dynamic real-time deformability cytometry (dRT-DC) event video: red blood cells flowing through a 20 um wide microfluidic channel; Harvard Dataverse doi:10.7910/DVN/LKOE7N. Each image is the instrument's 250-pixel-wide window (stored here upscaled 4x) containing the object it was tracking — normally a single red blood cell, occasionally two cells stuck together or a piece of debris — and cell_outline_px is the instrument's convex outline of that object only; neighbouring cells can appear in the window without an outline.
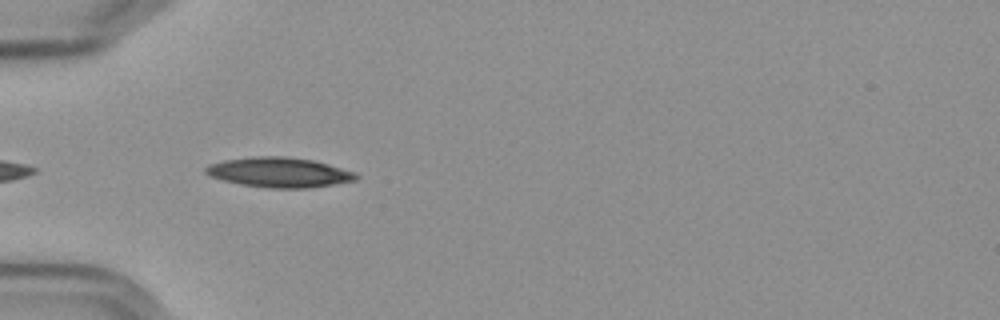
{"species": "Egyptian fruit bat (a non-hibernating species)", "species_latin": "Rousettus aegyptiacus", "temperature_condition": "cold", "stored_images_in_passage": 6, "camera_frame_rate_fps": 3000, "um_per_image_px": 0.085, "frame": {"image": 1, "passage_image": 3, "time_ms": 0.667, "image_size_px": [1000, 320], "cell_outline_px": [[360, 176], [356, 180], [308, 188], [268, 188], [240, 184], [224, 180], [212, 176], [204, 172], [204, 168], [208, 164], [224, 160], [252, 156], [284, 156], [312, 160], [328, 164], [352, 172]], "centroid_in_image_um": [23.69, 14.64], "position_along_channel_um": 61.3, "area_um2": 26.01}}